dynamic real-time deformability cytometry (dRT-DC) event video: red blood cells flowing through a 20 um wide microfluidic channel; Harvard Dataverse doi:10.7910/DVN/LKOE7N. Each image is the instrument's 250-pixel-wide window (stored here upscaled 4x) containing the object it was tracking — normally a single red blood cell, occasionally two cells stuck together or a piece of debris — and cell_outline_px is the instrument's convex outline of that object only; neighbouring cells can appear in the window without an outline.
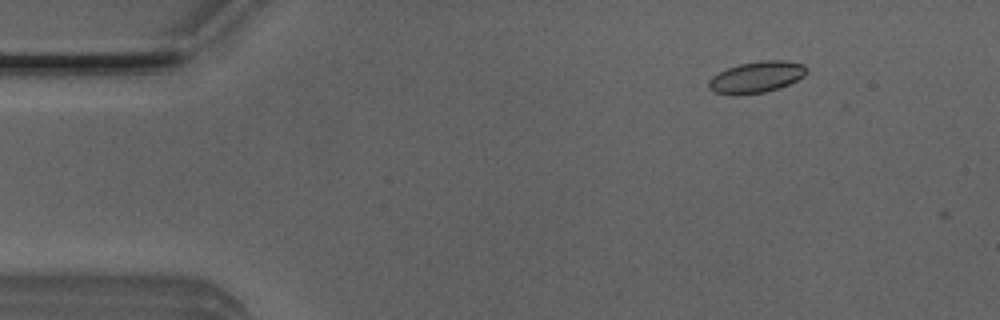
{"species": "Egyptian fruit bat (a non-hibernating species)", "species_latin": "Rousettus aegyptiacus", "temperature_condition": "room temperature", "stored_images_in_passage": 2, "camera_frame_rate_fps": 3000, "um_per_image_px": 0.085, "animal": {"sex": "male"}, "frame": {"image": 1, "passage_image": 1, "time_ms": 0.0, "image_size_px": [1000, 320], "cell_outline_px": [[808, 72], [804, 76], [780, 88], [764, 92], [736, 96], [732, 96], [712, 92], [708, 88], [708, 80], [712, 76], [728, 68], [740, 64], [760, 60], [784, 60], [804, 64], [808, 68]], "centroid_in_image_um": [64.28, 6.57], "position_along_channel_um": 20.7, "area_um2": 18.21}}